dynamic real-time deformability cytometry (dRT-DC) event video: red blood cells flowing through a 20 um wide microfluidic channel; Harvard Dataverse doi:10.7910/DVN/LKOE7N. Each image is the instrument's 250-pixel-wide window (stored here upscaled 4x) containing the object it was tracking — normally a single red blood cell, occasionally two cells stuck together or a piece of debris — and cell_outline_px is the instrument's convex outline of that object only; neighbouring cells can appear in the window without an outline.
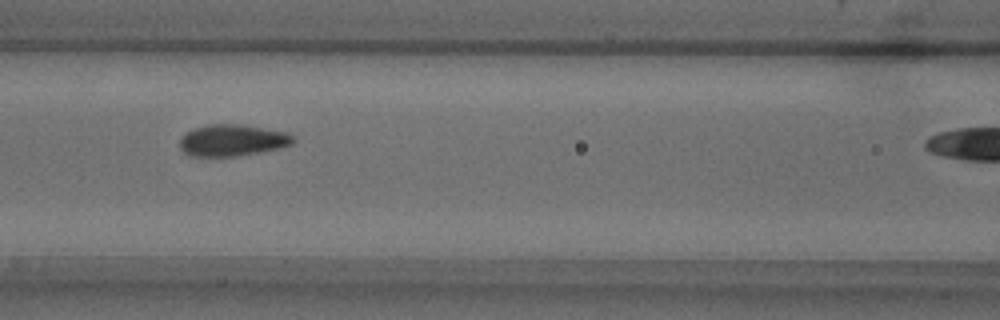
{"species": "common noctule bat (a hibernating species)", "species_latin": "Nyctalus noctula", "temperature_condition": "warm", "stored_images_in_passage": 35, "camera_frame_rate_fps": 3000, "um_per_image_px": 0.085, "animal": {"sex": "male", "body_mass_g": 18.8}, "frame": {"image": 1, "passage_image": 15, "time_ms": 4.667, "image_size_px": [1000, 320], "cell_outline_px": [[296, 140], [292, 144], [280, 148], [260, 152], [236, 156], [188, 156], [180, 148], [180, 136], [192, 128], [208, 124], [244, 124], [288, 132], [296, 136]], "centroid_in_image_um": [19.77, 11.91], "position_along_channel_um": 146.8, "area_um2": 21.33}}
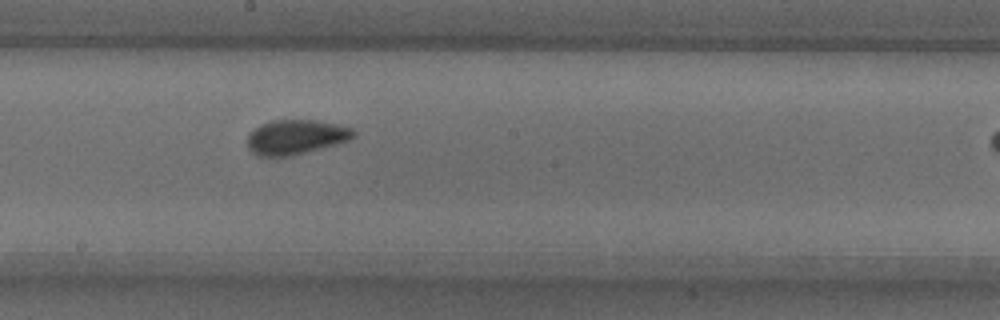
{"frame": {"image": 2, "passage_image": 21, "time_ms": 6.667, "image_size_px": [1000, 320], "cell_outline_px": [[356, 136], [348, 140], [336, 144], [292, 156], [256, 156], [248, 148], [248, 136], [260, 124], [272, 120], [316, 120], [336, 124], [352, 128], [356, 132]], "centroid_in_image_um": [25.16, 11.65], "position_along_channel_um": 223.0, "area_um2": 21.39}}
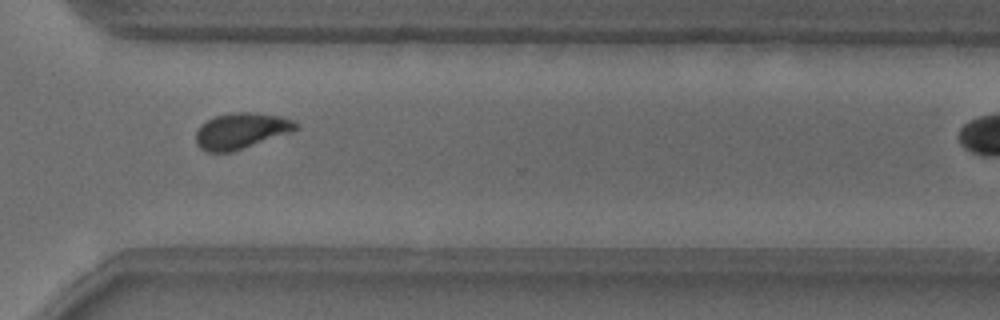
{"frame": {"image": 3, "passage_image": 31, "time_ms": 10.0, "image_size_px": [1000, 320], "cell_outline_px": [[300, 128], [292, 132], [232, 152], [208, 152], [200, 148], [196, 144], [196, 132], [200, 124], [216, 116], [232, 112], [256, 112], [280, 116], [292, 120], [300, 124]], "centroid_in_image_um": [20.52, 11.11], "position_along_channel_um": 350.1, "area_um2": 21.1}}